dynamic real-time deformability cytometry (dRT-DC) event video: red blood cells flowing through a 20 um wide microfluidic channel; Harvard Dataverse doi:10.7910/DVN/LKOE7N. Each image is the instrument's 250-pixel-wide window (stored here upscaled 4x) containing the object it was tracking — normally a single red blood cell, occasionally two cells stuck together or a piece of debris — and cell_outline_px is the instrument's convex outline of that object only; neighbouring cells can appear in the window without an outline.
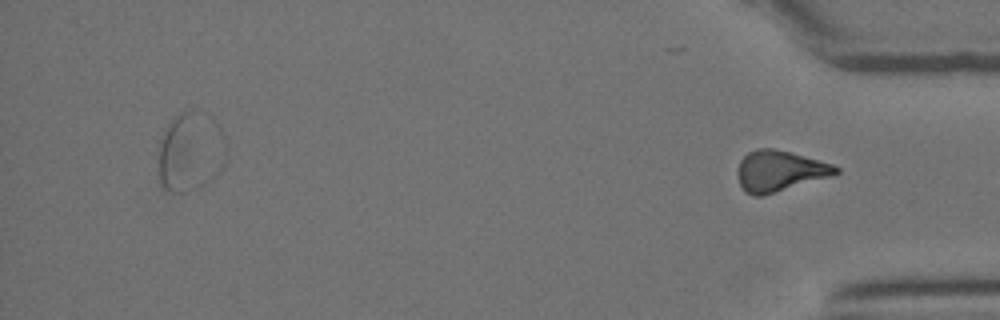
{"species": "Egyptian fruit bat (a non-hibernating species)", "species_latin": "Rousettus aegyptiacus", "temperature_condition": "room temperature", "stored_images_in_passage": 28, "segment_of_instrument_passage": [2, 2], "camera_frame_rate_fps": 3000, "um_per_image_px": 0.085, "animal": {"sex": "female"}, "frame": {"image": 1, "passage_image": 28, "time_ms": 9.0, "image_size_px": [1000, 320], "cell_outline_px": [[840, 172], [832, 176], [760, 196], [756, 196], [748, 192], [740, 184], [736, 172], [740, 160], [748, 152], [756, 148], [772, 148], [792, 152], [832, 164], [840, 168]], "centroid_in_image_um": [66.27, 14.5], "position_along_channel_um": 368.9, "area_um2": 23.18}}